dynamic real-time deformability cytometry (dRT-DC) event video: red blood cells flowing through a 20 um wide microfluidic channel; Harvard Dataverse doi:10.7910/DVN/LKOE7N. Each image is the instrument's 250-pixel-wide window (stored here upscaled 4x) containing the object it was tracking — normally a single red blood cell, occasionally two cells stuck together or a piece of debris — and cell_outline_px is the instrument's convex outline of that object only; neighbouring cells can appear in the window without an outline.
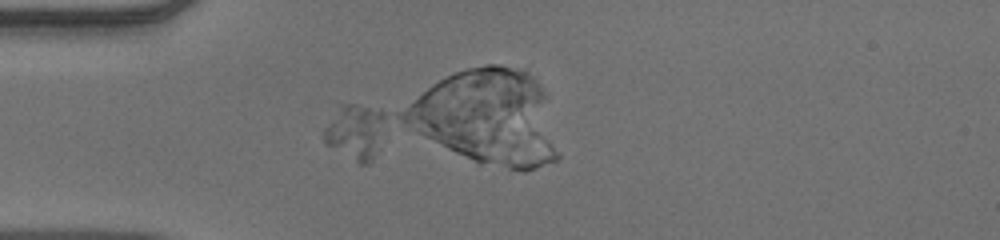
{"species": "human", "species_latin": "Homo sapiens", "temperature_condition": "warm", "stored_images_in_passage": 3, "camera_frame_rate_fps": 3000, "um_per_image_px": 0.085, "donor": {"sex": "male"}, "frame": {"image": 1, "passage_image": 2, "time_ms": 0.333, "image_size_px": [1000, 240], "cell_outline_px": [[388, 116], [380, 148], [372, 160], [368, 164], [360, 164], [324, 144], [324, 128], [340, 104], [356, 104], [384, 112]], "centroid_in_image_um": [30.26, 11.22], "position_along_channel_um": 54.7, "area_um2": 20.17}}